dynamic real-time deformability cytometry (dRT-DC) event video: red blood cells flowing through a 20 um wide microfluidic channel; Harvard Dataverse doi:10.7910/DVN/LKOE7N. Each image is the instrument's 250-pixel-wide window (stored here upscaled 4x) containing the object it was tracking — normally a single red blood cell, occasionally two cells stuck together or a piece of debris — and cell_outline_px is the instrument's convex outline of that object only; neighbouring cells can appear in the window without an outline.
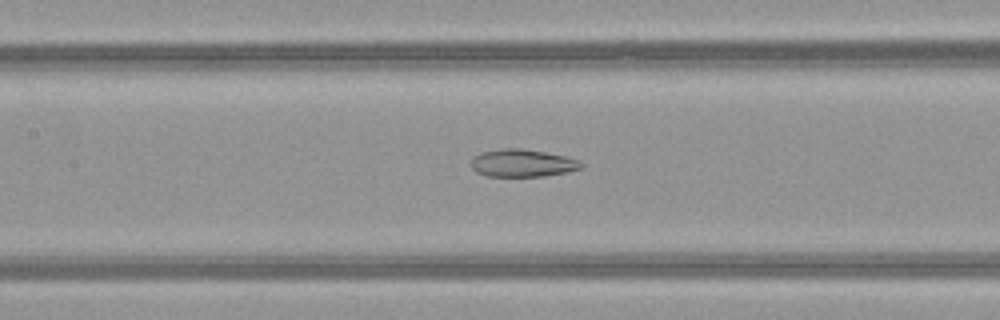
{"species": "common noctule bat (a hibernating species)", "species_latin": "Nyctalus noctula", "temperature_condition": "warm", "stored_images_in_passage": 51, "camera_frame_rate_fps": 3000, "um_per_image_px": 0.085, "animal": {"sex": "female", "body_mass_g": 21.9}, "frame": {"image": 1, "passage_image": 24, "time_ms": 7.667, "image_size_px": [1000, 320], "cell_outline_px": [[584, 168], [568, 172], [544, 176], [488, 176], [476, 172], [472, 168], [472, 156], [480, 152], [504, 148], [520, 148], [568, 156], [580, 160], [584, 164]], "centroid_in_image_um": [44.45, 13.86], "position_along_channel_um": 162.9, "area_um2": 17.92}}
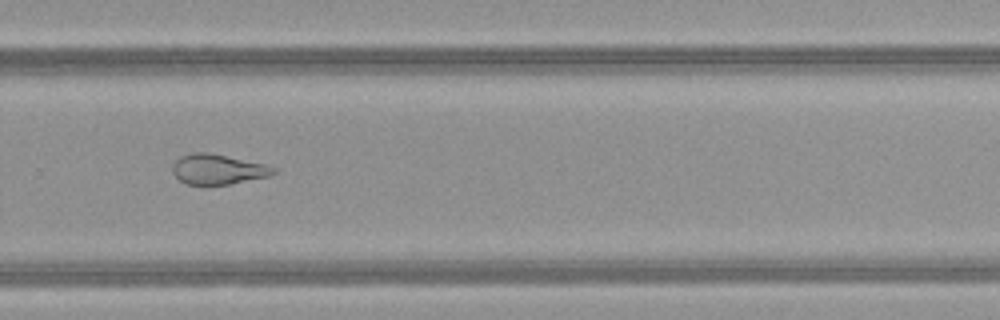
{"frame": {"image": 2, "passage_image": 35, "time_ms": 11.333, "image_size_px": [1000, 320], "cell_outline_px": [[276, 172], [268, 176], [208, 188], [184, 184], [172, 172], [172, 164], [180, 156], [192, 152], [204, 152], [264, 164], [276, 168]], "centroid_in_image_um": [18.43, 14.44], "position_along_channel_um": 311.4, "area_um2": 17.98}}
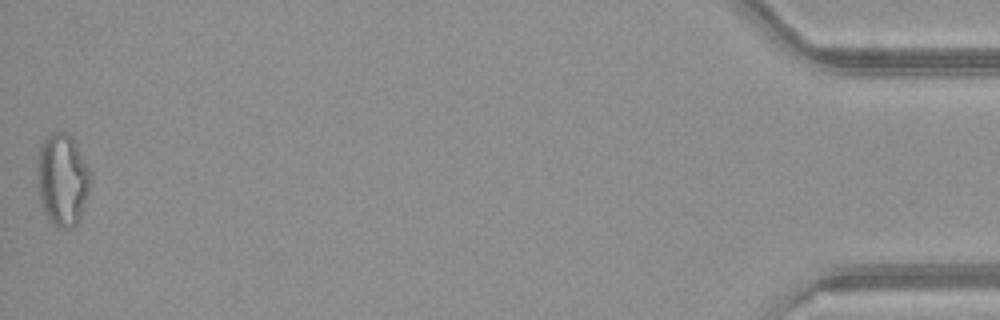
{"frame": {"image": 3, "passage_image": 51, "time_ms": 16.667, "image_size_px": [1000, 320], "cell_outline_px": [[92, 176], [88, 192], [80, 220], [72, 228], [60, 228], [44, 212], [40, 204], [36, 172], [36, 168], [40, 148], [44, 140], [52, 132], [64, 132], [72, 136], [92, 172]], "centroid_in_image_um": [5.32, 15.26], "position_along_channel_um": 429.9, "area_um2": 28.78}, "authors_computed_cell_mechanics": {"area_um2": 23.0622, "velocity_mm_per_s": 4.059, "shape_relaxation_time_tau1_ms": null, "shape_relaxation_time_tau2_ms": 2.9492, "deformation_change_tau1": null, "deformation_change_tau2": 0.1234}}